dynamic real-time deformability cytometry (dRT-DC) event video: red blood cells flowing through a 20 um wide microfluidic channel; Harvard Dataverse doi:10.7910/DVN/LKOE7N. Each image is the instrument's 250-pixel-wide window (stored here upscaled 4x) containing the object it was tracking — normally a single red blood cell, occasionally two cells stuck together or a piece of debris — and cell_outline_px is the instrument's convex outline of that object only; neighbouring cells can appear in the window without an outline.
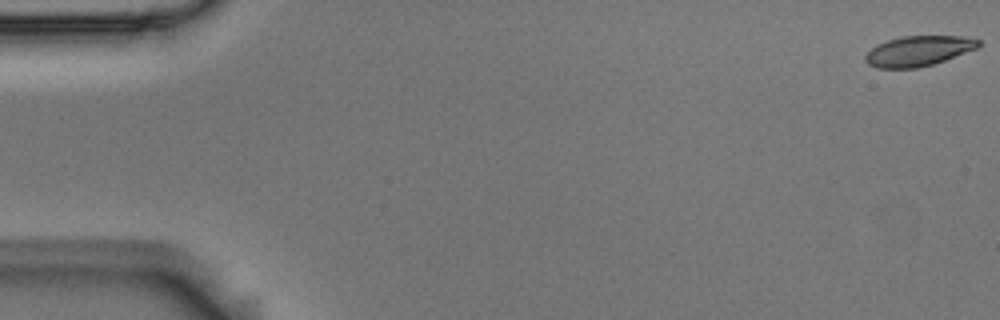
{"species": "Egyptian fruit bat (a non-hibernating species)", "species_latin": "Rousettus aegyptiacus", "temperature_condition": "room temperature", "stored_images_in_passage": 56, "camera_frame_rate_fps": 3000, "um_per_image_px": 0.085, "animal": {"sex": "male"}, "frame": {"image": 1, "passage_image": 1, "time_ms": 0.0, "image_size_px": [1000, 320], "cell_outline_px": [[980, 44], [976, 48], [944, 60], [932, 64], [916, 68], [876, 68], [868, 64], [864, 60], [864, 56], [876, 44], [888, 40], [904, 36], [960, 36], [980, 40]], "centroid_in_image_um": [78.01, 4.33], "position_along_channel_um": 7.0, "area_um2": 19.65}}
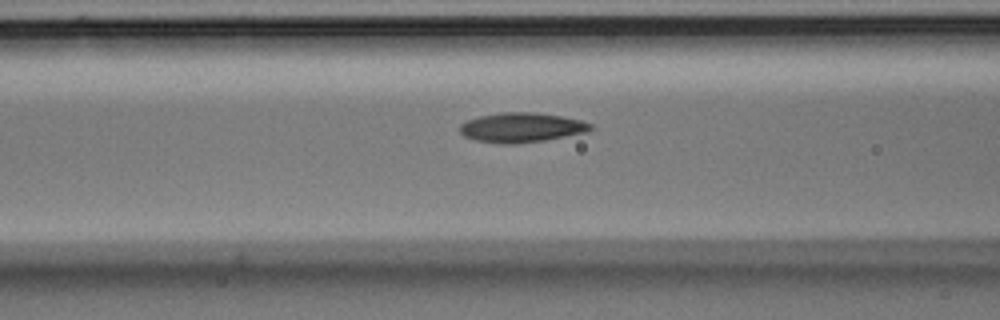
{"frame": {"image": 2, "passage_image": 22, "time_ms": 7.0, "image_size_px": [1000, 320], "cell_outline_px": [[592, 128], [584, 132], [544, 140], [516, 144], [500, 144], [476, 140], [464, 136], [460, 132], [460, 124], [468, 120], [480, 116], [500, 112], [532, 112], [560, 116], [580, 120], [592, 124]], "centroid_in_image_um": [44.28, 10.84], "position_along_channel_um": 122.3, "area_um2": 22.31}}
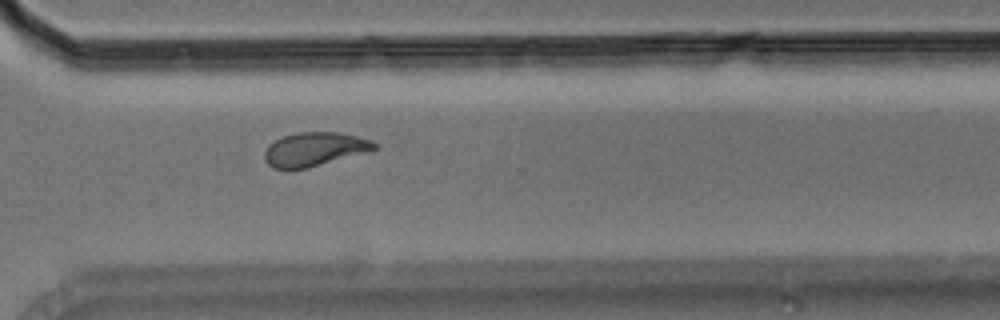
{"frame": {"image": 3, "passage_image": 40, "time_ms": 13.0, "image_size_px": [1000, 320], "cell_outline_px": [[376, 148], [308, 168], [272, 168], [264, 160], [264, 152], [268, 144], [284, 136], [296, 132], [336, 132], [356, 136], [372, 140], [376, 144]], "centroid_in_image_um": [26.66, 12.67], "position_along_channel_um": 343.9, "area_um2": 21.15}}